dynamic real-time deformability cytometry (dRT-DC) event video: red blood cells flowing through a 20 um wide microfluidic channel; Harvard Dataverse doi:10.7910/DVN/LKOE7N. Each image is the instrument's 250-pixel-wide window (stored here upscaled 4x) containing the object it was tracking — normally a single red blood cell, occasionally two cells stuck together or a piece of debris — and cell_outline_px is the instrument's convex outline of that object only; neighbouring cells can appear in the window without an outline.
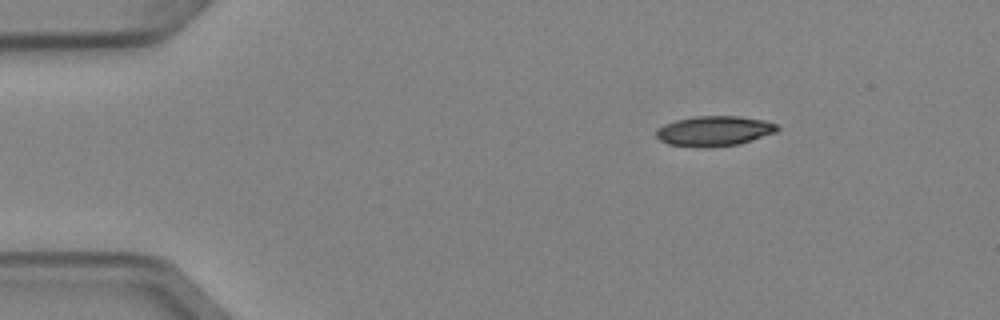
{"species": "Egyptian fruit bat (a non-hibernating species)", "species_latin": "Rousettus aegyptiacus", "temperature_condition": "cold", "stored_images_in_passage": 3, "camera_frame_rate_fps": 3000, "um_per_image_px": 0.085, "animal": {"sex": "female"}, "frame": {"image": 1, "passage_image": 1, "time_ms": 0.0, "image_size_px": [1000, 320], "cell_outline_px": [[780, 128], [776, 132], [740, 144], [708, 148], [704, 148], [668, 144], [660, 140], [656, 136], [656, 128], [664, 124], [676, 120], [696, 116], [740, 116], [764, 120], [780, 124]], "centroid_in_image_um": [60.73, 11.14], "position_along_channel_um": 24.3, "area_um2": 21.5}}